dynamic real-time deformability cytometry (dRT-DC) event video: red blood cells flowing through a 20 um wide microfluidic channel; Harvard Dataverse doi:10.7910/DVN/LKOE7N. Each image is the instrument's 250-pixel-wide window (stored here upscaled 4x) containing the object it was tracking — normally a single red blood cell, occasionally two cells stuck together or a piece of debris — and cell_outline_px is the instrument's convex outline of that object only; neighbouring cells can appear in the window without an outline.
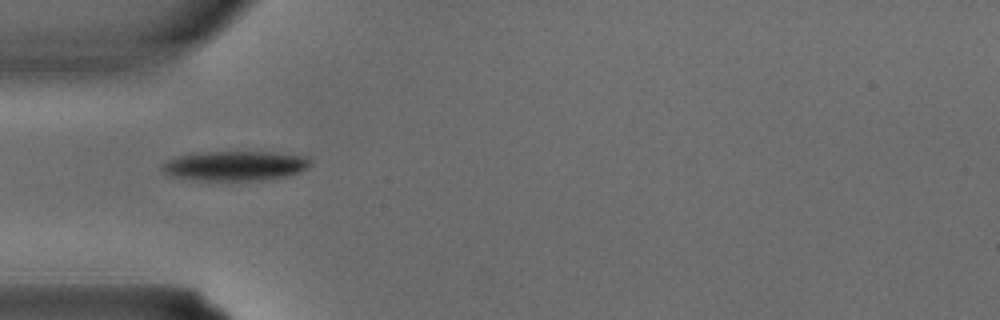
{"species": "common noctule bat (a hibernating species)", "species_latin": "Nyctalus noctula", "temperature_condition": "warm", "stored_images_in_passage": 2, "camera_frame_rate_fps": 3000, "um_per_image_px": 0.085, "animal": {"sex": "male", "body_mass_g": 15.6}, "frame": {"image": 1, "passage_image": 2, "time_ms": 0.333, "image_size_px": [1000, 320], "cell_outline_px": [[312, 164], [308, 168], [300, 172], [288, 176], [264, 180], [192, 180], [168, 176], [160, 168], [160, 164], [176, 156], [192, 152], [276, 152], [308, 156], [312, 160]], "centroid_in_image_um": [19.98, 14.09], "position_along_channel_um": 65.0, "area_um2": 26.3}}